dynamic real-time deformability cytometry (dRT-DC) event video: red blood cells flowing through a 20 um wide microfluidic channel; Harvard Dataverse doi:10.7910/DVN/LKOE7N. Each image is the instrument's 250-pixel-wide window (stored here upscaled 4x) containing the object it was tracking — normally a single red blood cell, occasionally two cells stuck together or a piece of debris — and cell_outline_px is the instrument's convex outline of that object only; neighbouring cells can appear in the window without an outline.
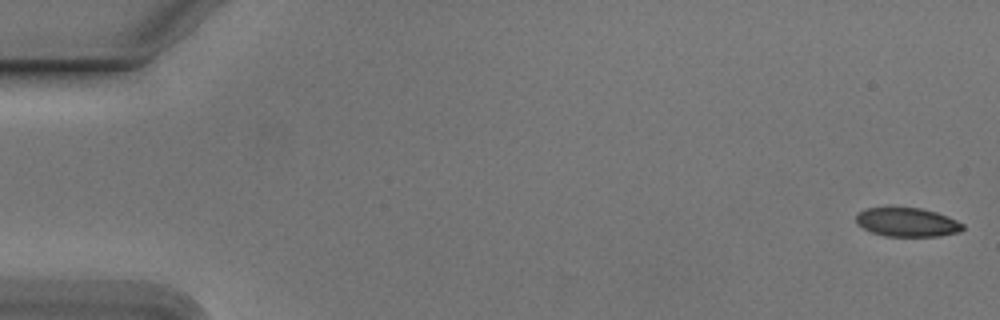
{"species": "Egyptian fruit bat (a non-hibernating species)", "species_latin": "Rousettus aegyptiacus", "temperature_condition": "cold", "stored_images_in_passage": 54, "camera_frame_rate_fps": 3000, "um_per_image_px": 0.085, "animal": {"sex": "male"}, "frame": {"image": 1, "passage_image": 1, "time_ms": 0.0, "image_size_px": [1000, 320], "cell_outline_px": [[964, 228], [960, 232], [940, 236], [884, 236], [872, 232], [856, 224], [856, 212], [864, 208], [888, 204], [920, 208], [936, 212], [956, 220], [964, 224]], "centroid_in_image_um": [77.03, 18.83], "position_along_channel_um": 8.0, "area_um2": 18.79}}
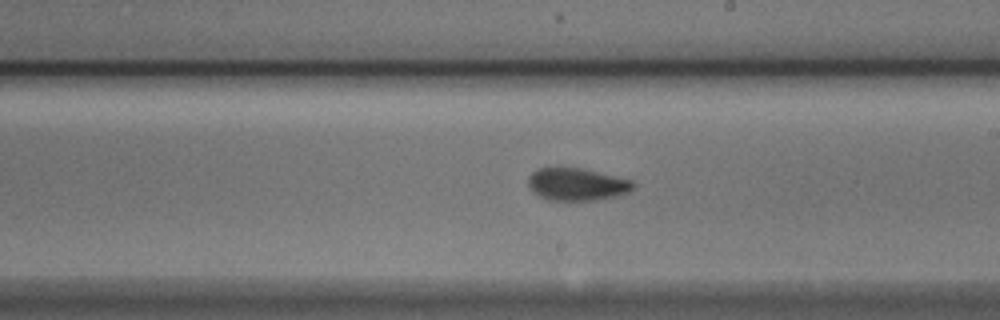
{"frame": {"image": 2, "passage_image": 31, "time_ms": 10.0, "image_size_px": [1000, 320], "cell_outline_px": [[636, 188], [628, 192], [616, 196], [596, 200], [548, 200], [532, 192], [528, 184], [528, 176], [532, 172], [540, 168], [580, 168], [632, 180], [636, 184]], "centroid_in_image_um": [49.04, 15.67], "position_along_channel_um": 240.0, "area_um2": 19.83}}
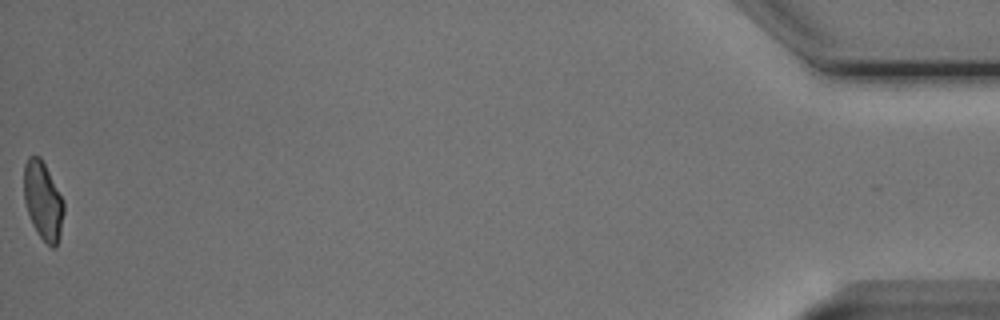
{"frame": {"image": 3, "passage_image": 54, "time_ms": 17.667, "image_size_px": [1000, 320], "cell_outline_px": [[64, 212], [60, 236], [56, 248], [52, 248], [40, 236], [32, 224], [24, 200], [24, 164], [28, 156], [40, 156], [64, 200]], "centroid_in_image_um": [3.67, 17.06], "position_along_channel_um": 431.5, "area_um2": 18.15}, "authors_computed_cell_mechanics": {"area_um2": 19.363, "velocity_mm_per_s": 3.804, "shape_relaxation_time_tau1_ms": 2.7171, "shape_relaxation_time_tau2_ms": 1.9145, "deformation_change_tau1": 0.0999, "deformation_change_tau2": 0.0558}}